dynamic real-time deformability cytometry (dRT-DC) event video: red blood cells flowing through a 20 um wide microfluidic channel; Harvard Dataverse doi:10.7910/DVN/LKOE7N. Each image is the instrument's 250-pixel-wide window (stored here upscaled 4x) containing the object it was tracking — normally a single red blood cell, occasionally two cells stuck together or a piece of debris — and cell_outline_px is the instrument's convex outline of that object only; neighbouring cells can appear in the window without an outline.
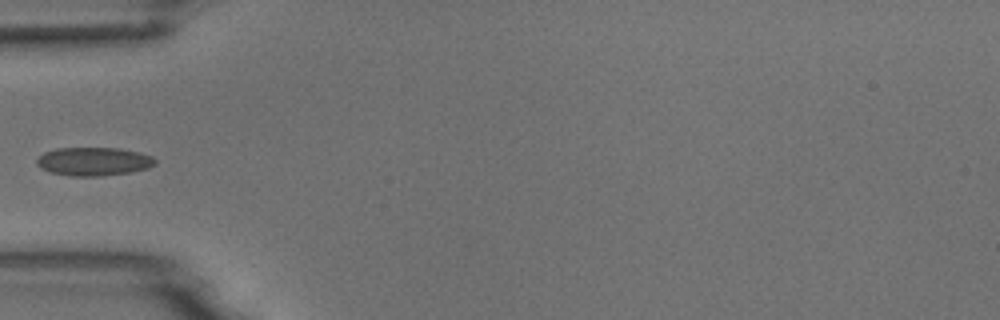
{"species": "common noctule bat (a hibernating species)", "species_latin": "Nyctalus noctula", "temperature_condition": "room temperature", "stored_images_in_passage": 5, "camera_frame_rate_fps": 3000, "um_per_image_px": 0.085, "animal": {"sex": "male", "body_mass_g": 18.8}, "frame": {"image": 1, "passage_image": 4, "time_ms": 4.333, "image_size_px": [1000, 320], "cell_outline_px": [[156, 164], [148, 168], [128, 172], [100, 176], [72, 176], [52, 172], [40, 168], [36, 164], [36, 160], [44, 152], [56, 148], [120, 148], [140, 152], [152, 156], [156, 160]], "centroid_in_image_um": [7.97, 13.71], "position_along_channel_um": 77.0, "area_um2": 19.59}}